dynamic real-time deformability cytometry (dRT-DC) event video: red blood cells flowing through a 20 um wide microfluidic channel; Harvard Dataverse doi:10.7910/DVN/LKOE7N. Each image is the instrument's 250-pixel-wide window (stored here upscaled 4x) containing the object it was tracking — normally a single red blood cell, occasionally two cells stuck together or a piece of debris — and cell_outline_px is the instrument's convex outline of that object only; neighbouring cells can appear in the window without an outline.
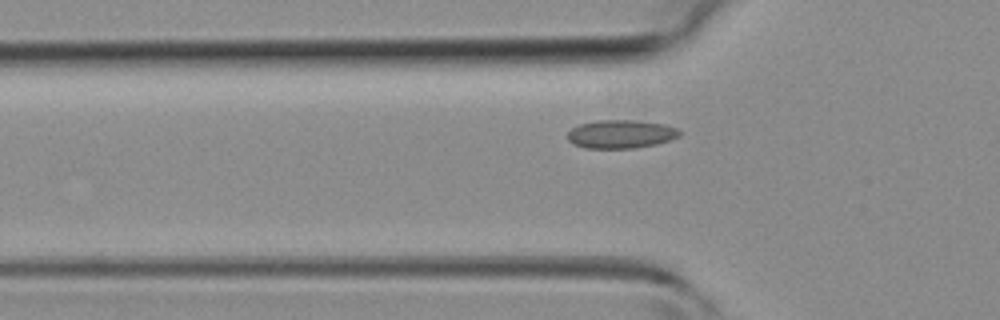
{"species": "common noctule bat (a hibernating species)", "species_latin": "Nyctalus noctula", "temperature_condition": "room temperature", "stored_images_in_passage": 36, "camera_frame_rate_fps": 3000, "um_per_image_px": 0.085, "animal": {"sex": "female", "body_mass_g": 19.3, "forearm_length_mm": 54.1}, "frame": {"image": 1, "passage_image": 11, "time_ms": 3.333, "image_size_px": [1000, 320], "cell_outline_px": [[680, 136], [656, 144], [636, 148], [584, 148], [572, 144], [568, 140], [568, 132], [572, 128], [580, 124], [596, 120], [632, 120], [664, 124], [676, 128], [680, 132]], "centroid_in_image_um": [52.74, 11.4], "position_along_channel_um": 73.1, "area_um2": 18.5}}
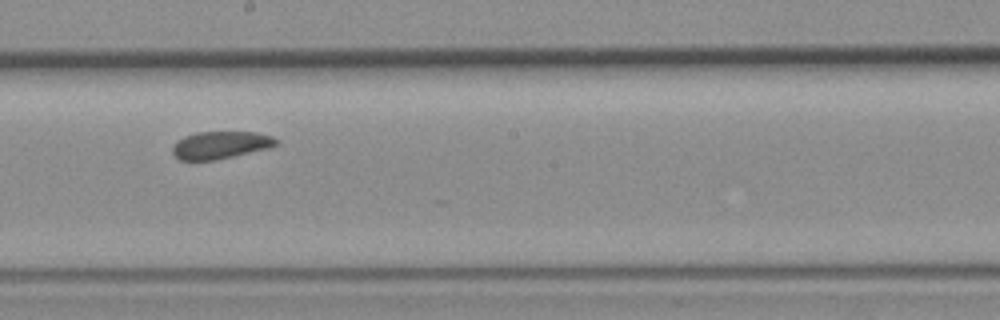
{"frame": {"image": 2, "passage_image": 21, "time_ms": 6.667, "image_size_px": [1000, 320], "cell_outline_px": [[280, 140], [276, 144], [268, 148], [216, 160], [180, 160], [172, 152], [172, 148], [176, 140], [184, 136], [196, 132], [256, 132], [272, 136]], "centroid_in_image_um": [18.73, 12.32], "position_along_channel_um": 229.5, "area_um2": 16.59}}
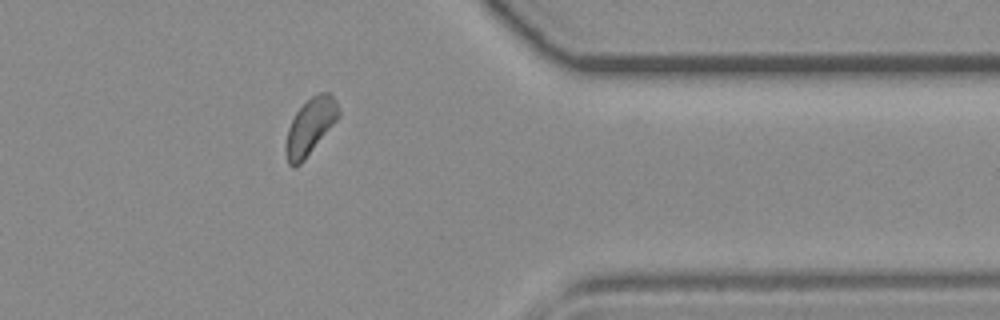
{"frame": {"image": 3, "passage_image": 32, "time_ms": 10.333, "image_size_px": [1000, 320], "cell_outline_px": [[340, 116], [304, 160], [300, 164], [292, 168], [288, 164], [284, 152], [284, 144], [288, 128], [296, 112], [312, 96], [320, 92], [328, 92], [336, 100], [340, 112]], "centroid_in_image_um": [26.34, 10.78], "position_along_channel_um": 385.1, "area_um2": 17.28}}